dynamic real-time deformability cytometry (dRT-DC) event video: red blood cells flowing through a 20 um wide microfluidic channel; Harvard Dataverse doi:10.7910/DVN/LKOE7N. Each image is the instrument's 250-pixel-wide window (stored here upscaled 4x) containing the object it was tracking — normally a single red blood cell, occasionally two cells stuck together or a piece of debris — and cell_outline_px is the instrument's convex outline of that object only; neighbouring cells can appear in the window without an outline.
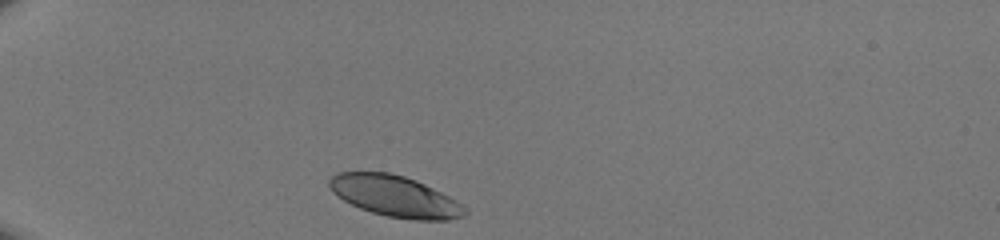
{"species": "human", "species_latin": "Homo sapiens", "temperature_condition": "room temperature", "stored_images_in_passage": 29, "camera_frame_rate_fps": 3000, "um_per_image_px": 0.085, "donor": {"sex": "male"}, "frame": {"image": 1, "passage_image": 1, "time_ms": 0.0, "image_size_px": [1000, 240], "cell_outline_px": [[468, 212], [464, 216], [448, 220], [412, 220], [388, 216], [372, 212], [360, 208], [344, 200], [332, 192], [328, 184], [328, 180], [336, 172], [388, 172], [404, 176], [416, 180], [456, 200]], "centroid_in_image_um": [33.55, 16.67], "position_along_channel_um": 51.5, "area_um2": 32.25}}
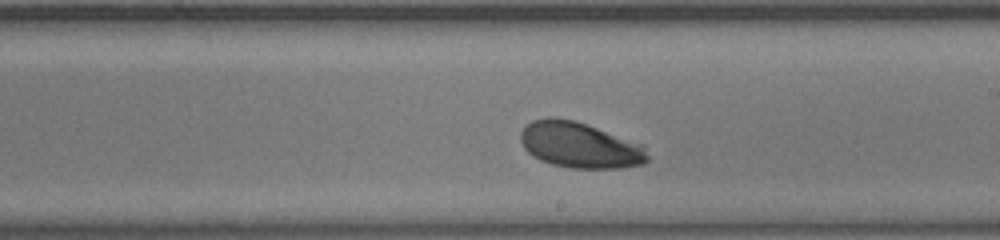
{"frame": {"image": 2, "passage_image": 17, "time_ms": 5.333, "image_size_px": [1000, 240], "cell_outline_px": [[648, 160], [644, 164], [620, 168], [572, 168], [552, 164], [540, 160], [532, 156], [524, 148], [520, 140], [520, 132], [532, 120], [572, 120], [596, 128], [644, 148], [648, 156]], "centroid_in_image_um": [49.22, 12.39], "position_along_channel_um": 239.8, "area_um2": 32.48}}
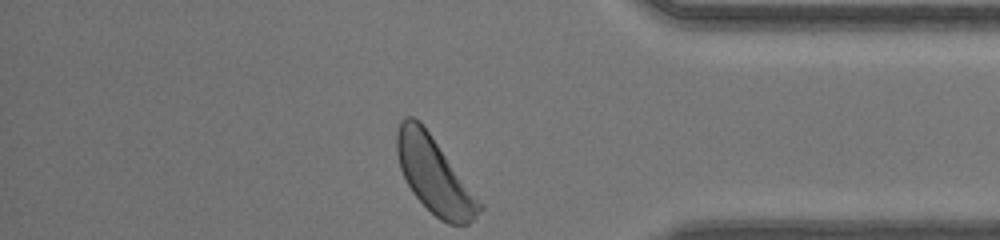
{"frame": {"image": 3, "passage_image": 29, "time_ms": 9.333, "image_size_px": [1000, 240], "cell_outline_px": [[484, 208], [468, 224], [448, 224], [440, 220], [412, 192], [400, 168], [396, 152], [396, 132], [400, 120], [404, 116], [412, 116], [420, 120], [484, 204]], "centroid_in_image_um": [36.92, 14.86], "position_along_channel_um": 398.3, "area_um2": 36.59}}